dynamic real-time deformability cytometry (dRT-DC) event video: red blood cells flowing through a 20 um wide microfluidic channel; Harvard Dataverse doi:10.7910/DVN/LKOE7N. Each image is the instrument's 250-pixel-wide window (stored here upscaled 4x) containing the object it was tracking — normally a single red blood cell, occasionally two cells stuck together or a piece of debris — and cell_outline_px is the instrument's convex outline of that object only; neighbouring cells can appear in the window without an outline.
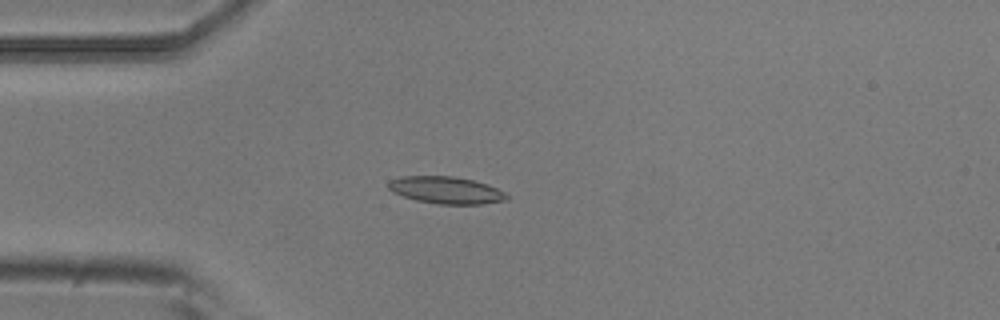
{"species": "common noctule bat (a hibernating species)", "species_latin": "Nyctalus noctula", "temperature_condition": "room temperature", "stored_images_in_passage": 5, "camera_frame_rate_fps": 3000, "um_per_image_px": 0.085, "animal": {"sex": "male", "body_mass_g": 20.5, "forearm_length_mm": 52.5}, "frame": {"image": 1, "passage_image": 5, "time_ms": 1.333, "image_size_px": [1000, 320], "cell_outline_px": [[508, 200], [480, 204], [436, 204], [416, 200], [392, 192], [388, 188], [388, 184], [392, 180], [404, 176], [452, 176], [472, 180], [496, 188], [504, 192], [508, 196]], "centroid_in_image_um": [37.91, 16.17], "position_along_channel_um": 47.1, "area_um2": 18.44}}